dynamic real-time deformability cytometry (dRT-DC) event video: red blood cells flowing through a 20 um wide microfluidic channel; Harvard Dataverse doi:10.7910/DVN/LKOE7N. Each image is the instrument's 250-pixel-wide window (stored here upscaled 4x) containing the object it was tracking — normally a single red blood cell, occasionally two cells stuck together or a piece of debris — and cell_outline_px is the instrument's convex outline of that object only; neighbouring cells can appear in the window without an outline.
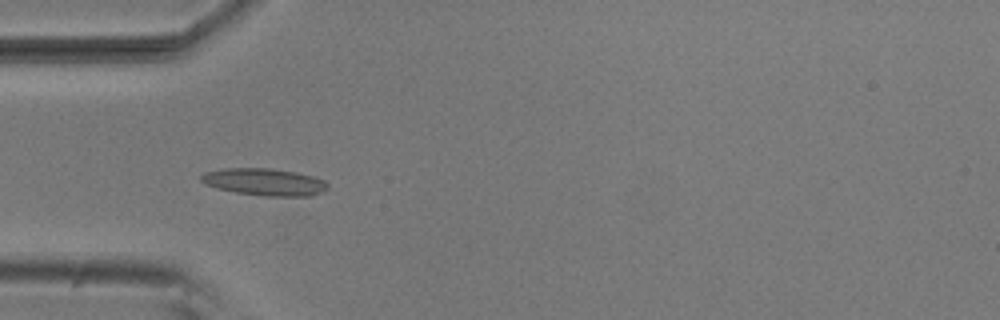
{"species": "common noctule bat (a hibernating species)", "species_latin": "Nyctalus noctula", "temperature_condition": "room temperature", "stored_images_in_passage": 6, "camera_frame_rate_fps": 3000, "um_per_image_px": 0.085, "animal": {"sex": "male", "body_mass_g": 20.5, "forearm_length_mm": 52.5}, "frame": {"image": 1, "passage_image": 5, "time_ms": 1.333, "image_size_px": [1000, 320], "cell_outline_px": [[328, 188], [324, 192], [312, 196], [264, 196], [236, 192], [216, 188], [204, 184], [200, 180], [200, 176], [204, 172], [224, 168], [268, 168], [296, 172], [312, 176], [324, 180], [328, 184]], "centroid_in_image_um": [22.48, 15.47], "position_along_channel_um": 62.5, "area_um2": 20.17}}
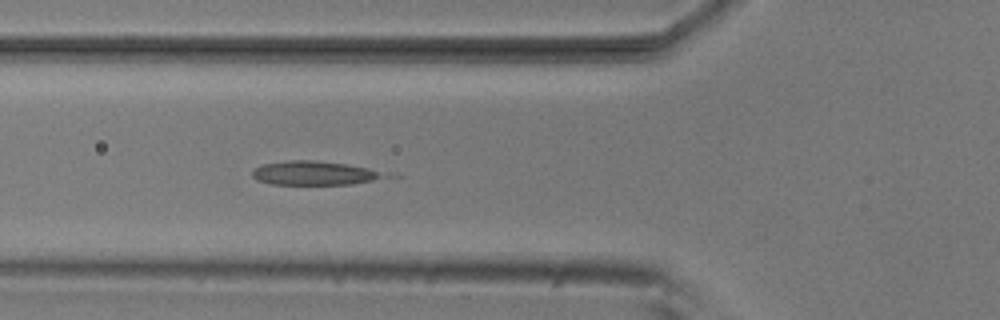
{"frame": {"image": 2, "passage_image": 6, "time_ms": 1.667, "image_size_px": [1000, 320], "cell_outline_px": [[380, 176], [372, 180], [352, 184], [272, 184], [256, 180], [252, 176], [252, 172], [256, 168], [264, 164], [288, 160], [312, 160], [344, 164], [368, 168], [376, 172]], "centroid_in_image_um": [26.53, 14.71], "position_along_channel_um": 99.3, "area_um2": 17.69}}